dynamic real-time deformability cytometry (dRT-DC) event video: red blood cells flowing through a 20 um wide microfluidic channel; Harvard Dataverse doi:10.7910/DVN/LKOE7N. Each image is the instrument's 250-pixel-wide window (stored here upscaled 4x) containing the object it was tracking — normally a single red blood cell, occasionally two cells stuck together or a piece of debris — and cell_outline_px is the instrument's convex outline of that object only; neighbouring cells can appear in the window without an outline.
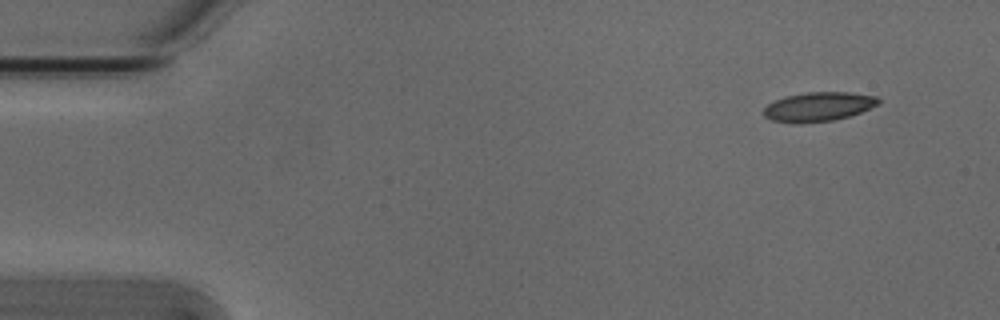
{"species": "Egyptian fruit bat (a non-hibernating species)", "species_latin": "Rousettus aegyptiacus", "temperature_condition": "cold", "stored_images_in_passage": 3, "camera_frame_rate_fps": 3000, "um_per_image_px": 0.085, "animal": {"sex": "male"}, "frame": {"image": 1, "passage_image": 1, "time_ms": 0.0, "image_size_px": [1000, 320], "cell_outline_px": [[880, 104], [860, 112], [848, 116], [832, 120], [800, 124], [796, 124], [772, 120], [764, 116], [764, 108], [768, 104], [784, 96], [808, 92], [848, 92], [876, 96], [880, 100]], "centroid_in_image_um": [69.56, 9.07], "position_along_channel_um": 15.4, "area_um2": 19.54}}